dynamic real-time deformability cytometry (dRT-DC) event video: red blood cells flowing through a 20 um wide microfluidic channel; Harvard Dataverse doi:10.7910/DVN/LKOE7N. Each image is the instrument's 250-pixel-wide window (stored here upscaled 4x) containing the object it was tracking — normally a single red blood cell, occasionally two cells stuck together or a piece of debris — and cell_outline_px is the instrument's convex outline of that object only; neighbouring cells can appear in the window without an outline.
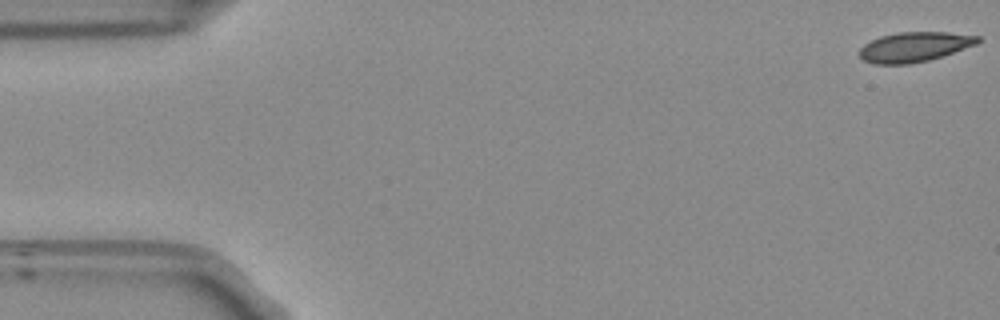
{"species": "Egyptian fruit bat (a non-hibernating species)", "species_latin": "Rousettus aegyptiacus", "temperature_condition": "room temperature", "stored_images_in_passage": 54, "camera_frame_rate_fps": 3000, "um_per_image_px": 0.085, "frame": {"image": 1, "passage_image": 1, "time_ms": 0.0, "image_size_px": [1000, 320], "cell_outline_px": [[980, 40], [976, 44], [928, 60], [908, 64], [876, 64], [864, 60], [860, 56], [860, 48], [864, 44], [880, 36], [896, 32], [948, 32], [980, 36]], "centroid_in_image_um": [77.7, 3.97], "position_along_channel_um": 7.3, "area_um2": 20.29}}
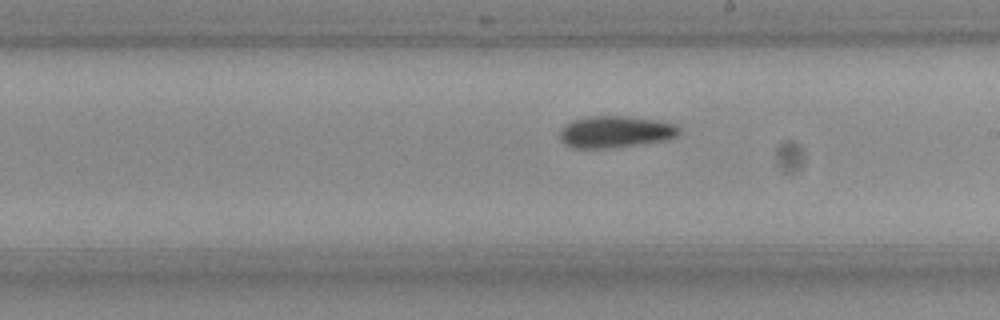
{"frame": {"image": 2, "passage_image": 30, "time_ms": 9.667, "image_size_px": [1000, 320], "cell_outline_px": [[680, 132], [676, 136], [664, 140], [636, 144], [604, 148], [572, 148], [564, 144], [560, 140], [560, 132], [564, 124], [572, 120], [588, 116], [632, 116], [656, 120], [676, 124], [680, 128]], "centroid_in_image_um": [52.27, 11.19], "position_along_channel_um": 236.7, "area_um2": 22.08}}
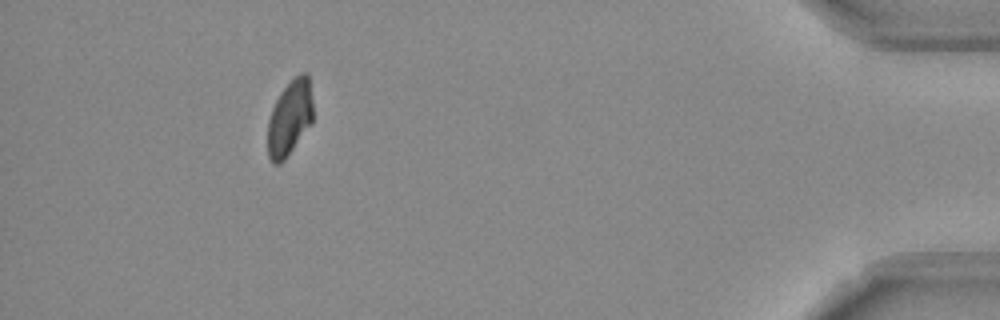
{"frame": {"image": 3, "passage_image": 49, "time_ms": 16.0, "image_size_px": [1000, 320], "cell_outline_px": [[312, 124], [284, 160], [280, 164], [272, 164], [268, 156], [268, 120], [272, 108], [280, 92], [300, 72], [308, 72], [312, 100]], "centroid_in_image_um": [24.63, 10.03], "position_along_channel_um": 410.6, "area_um2": 19.94}, "authors_computed_cell_mechanics": {"area_um2": 21.4149, "velocity_mm_per_s": 3.7516, "shape_relaxation_time_tau1_ms": 9.7456, "shape_relaxation_time_tau2_ms": null, "deformation_change_tau1": 0.1573, "deformation_change_tau2": null}}